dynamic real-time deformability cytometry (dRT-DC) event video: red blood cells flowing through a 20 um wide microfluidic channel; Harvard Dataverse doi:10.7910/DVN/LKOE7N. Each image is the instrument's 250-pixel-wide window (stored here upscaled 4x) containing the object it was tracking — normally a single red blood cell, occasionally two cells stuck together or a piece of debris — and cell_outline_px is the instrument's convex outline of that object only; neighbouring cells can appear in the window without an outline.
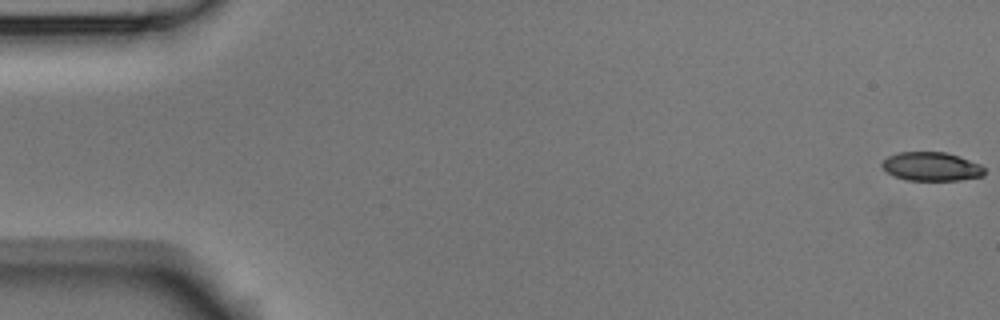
{"species": "Egyptian fruit bat (a non-hibernating species)", "species_latin": "Rousettus aegyptiacus", "temperature_condition": "room temperature", "stored_images_in_passage": 6, "camera_frame_rate_fps": 3000, "um_per_image_px": 0.085, "animal": {"sex": "male"}, "frame": {"image": 1, "passage_image": 1, "time_ms": 0.0, "image_size_px": [1000, 320], "cell_outline_px": [[984, 176], [960, 180], [908, 180], [896, 176], [888, 172], [880, 164], [888, 156], [896, 152], [944, 152], [980, 164], [984, 168]], "centroid_in_image_um": [79.16, 14.15], "position_along_channel_um": 5.8, "area_um2": 16.94}}
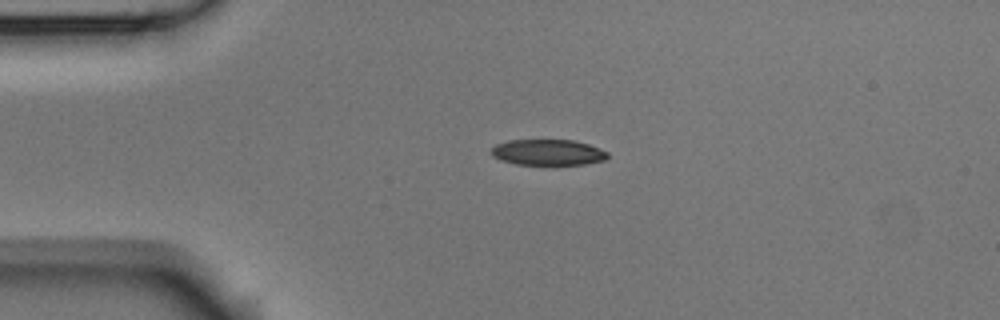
{"frame": {"image": 2, "passage_image": 4, "time_ms": 1.0, "image_size_px": [1000, 320], "cell_outline_px": [[608, 156], [604, 160], [584, 164], [516, 164], [500, 160], [492, 156], [492, 148], [496, 144], [508, 140], [572, 140], [588, 144], [600, 148], [608, 152]], "centroid_in_image_um": [46.56, 12.94], "position_along_channel_um": 38.4, "area_um2": 17.4}}
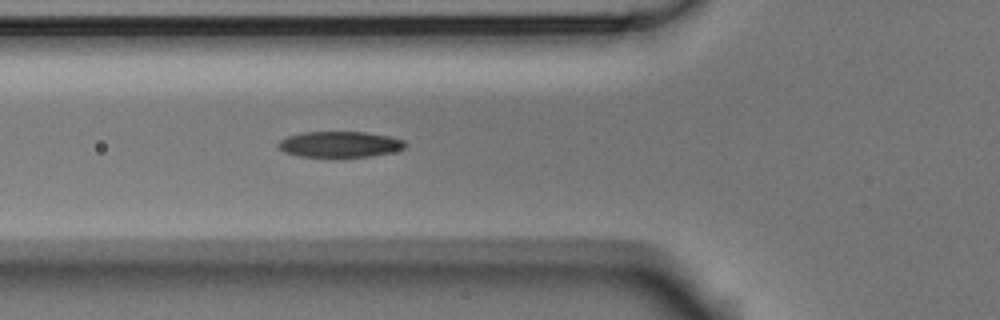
{"frame": {"image": 3, "passage_image": 6, "time_ms": 1.667, "image_size_px": [1000, 320], "cell_outline_px": [[408, 144], [404, 148], [392, 152], [372, 156], [300, 156], [284, 152], [276, 144], [280, 140], [288, 136], [304, 132], [364, 132], [388, 136], [404, 140]], "centroid_in_image_um": [28.89, 12.26], "position_along_channel_um": 96.9, "area_um2": 18.9}}